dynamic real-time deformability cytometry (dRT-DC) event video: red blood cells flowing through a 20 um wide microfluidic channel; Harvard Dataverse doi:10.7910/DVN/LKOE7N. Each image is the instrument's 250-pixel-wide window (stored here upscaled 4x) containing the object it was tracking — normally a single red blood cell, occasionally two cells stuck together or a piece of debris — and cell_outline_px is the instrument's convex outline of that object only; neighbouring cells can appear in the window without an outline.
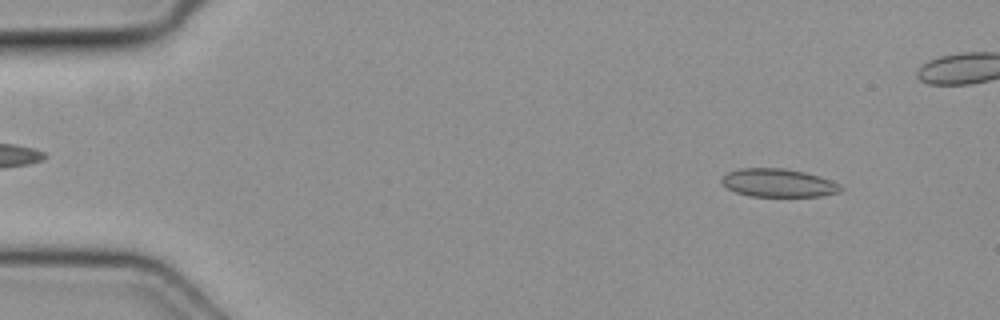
{"species": "common noctule bat (a hibernating species)", "species_latin": "Nyctalus noctula", "temperature_condition": "cold", "stored_images_in_passage": 44, "camera_frame_rate_fps": 3000, "um_per_image_px": 0.085, "animal": {"sex": "female", "body_mass_g": 19.3, "forearm_length_mm": 54.1}, "frame": {"image": 1, "passage_image": 5, "time_ms": 1.333, "image_size_px": [1000, 320], "cell_outline_px": [[844, 188], [840, 192], [820, 196], [752, 196], [736, 192], [728, 188], [720, 180], [728, 172], [740, 168], [784, 168], [804, 172], [820, 176], [840, 184]], "centroid_in_image_um": [66.19, 15.54], "position_along_channel_um": 18.8, "area_um2": 19.48}}
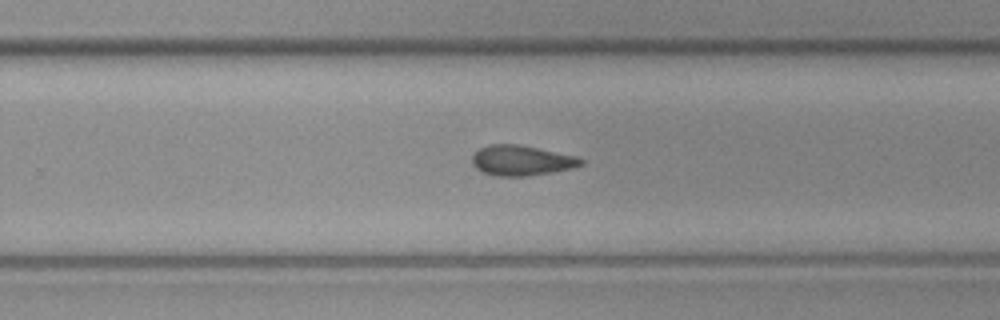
{"frame": {"image": 2, "passage_image": 31, "time_ms": 10.0, "image_size_px": [1000, 320], "cell_outline_px": [[584, 164], [572, 168], [552, 172], [528, 176], [496, 176], [480, 172], [472, 164], [472, 156], [480, 148], [488, 144], [516, 144], [576, 156], [584, 160]], "centroid_in_image_um": [44.3, 13.65], "position_along_channel_um": 285.5, "area_um2": 19.13}}
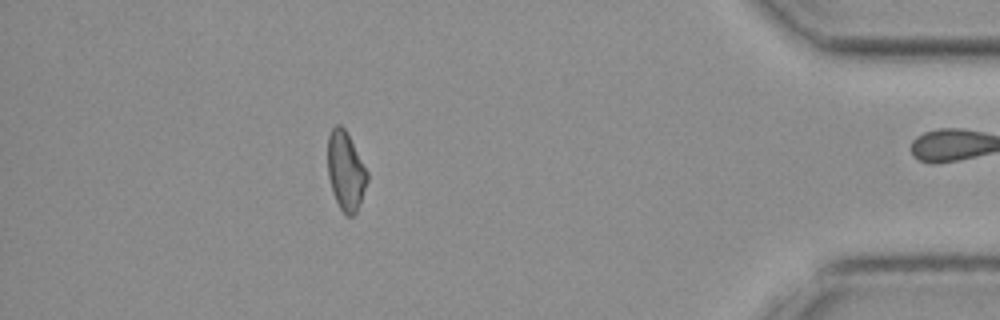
{"frame": {"image": 3, "passage_image": 43, "time_ms": 14.0, "image_size_px": [1000, 320], "cell_outline_px": [[368, 180], [360, 204], [356, 212], [352, 216], [344, 216], [332, 192], [328, 176], [328, 136], [332, 128], [336, 124], [340, 124], [344, 128], [368, 172]], "centroid_in_image_um": [29.38, 14.57], "position_along_channel_um": 405.8, "area_um2": 18.09}}